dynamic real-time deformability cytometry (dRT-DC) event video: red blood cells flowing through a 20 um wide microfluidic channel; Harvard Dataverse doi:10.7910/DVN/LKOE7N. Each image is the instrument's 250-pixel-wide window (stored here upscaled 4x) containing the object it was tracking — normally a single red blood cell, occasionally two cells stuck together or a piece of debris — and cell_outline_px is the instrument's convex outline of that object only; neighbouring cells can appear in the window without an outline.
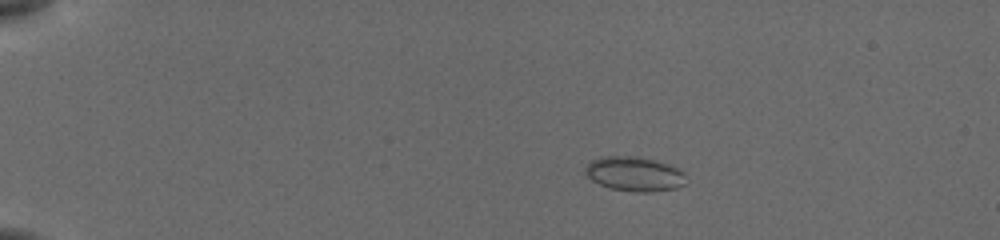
{"species": "common noctule bat (a hibernating species)", "species_latin": "Nyctalus noctula", "temperature_condition": "cold", "stored_images_in_passage": 49, "camera_frame_rate_fps": 3000, "um_per_image_px": 0.085, "animal": {"sex": "female", "body_mass_g": 19.5, "forearm_length_mm": 54.1}, "frame": {"image": 1, "passage_image": 5, "time_ms": 1.333, "image_size_px": [1000, 240], "cell_outline_px": [[684, 184], [676, 188], [648, 192], [636, 192], [608, 188], [592, 180], [584, 172], [584, 168], [592, 160], [600, 156], [636, 156], [656, 160], [668, 164], [684, 172]], "centroid_in_image_um": [53.89, 14.78], "position_along_channel_um": 31.1, "area_um2": 20.23}}
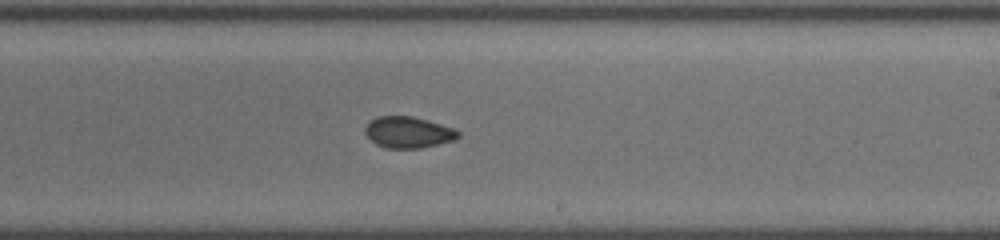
{"frame": {"image": 2, "passage_image": 29, "time_ms": 9.333, "image_size_px": [1000, 240], "cell_outline_px": [[460, 136], [452, 140], [420, 148], [384, 148], [376, 144], [364, 132], [364, 128], [376, 116], [412, 116], [428, 120], [456, 128], [460, 132]], "centroid_in_image_um": [34.71, 11.23], "position_along_channel_um": 254.3, "area_um2": 16.94}}
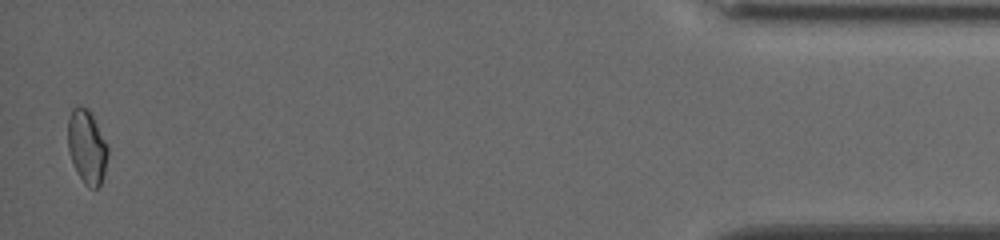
{"frame": {"image": 3, "passage_image": 48, "time_ms": 15.667, "image_size_px": [1000, 240], "cell_outline_px": [[108, 156], [104, 172], [100, 184], [96, 188], [88, 188], [84, 184], [72, 160], [68, 148], [68, 116], [72, 108], [88, 108], [108, 148]], "centroid_in_image_um": [7.38, 12.49], "position_along_channel_um": 427.8, "area_um2": 16.65}, "authors_computed_cell_mechanics": {"area_um2": 17.1088, "velocity_mm_per_s": 3.8758, "shape_relaxation_time_tau1_ms": 5.4611, "shape_relaxation_time_tau2_ms": 3.4256, "deformation_change_tau1": 0.0759, "deformation_change_tau2": 0.0569}}